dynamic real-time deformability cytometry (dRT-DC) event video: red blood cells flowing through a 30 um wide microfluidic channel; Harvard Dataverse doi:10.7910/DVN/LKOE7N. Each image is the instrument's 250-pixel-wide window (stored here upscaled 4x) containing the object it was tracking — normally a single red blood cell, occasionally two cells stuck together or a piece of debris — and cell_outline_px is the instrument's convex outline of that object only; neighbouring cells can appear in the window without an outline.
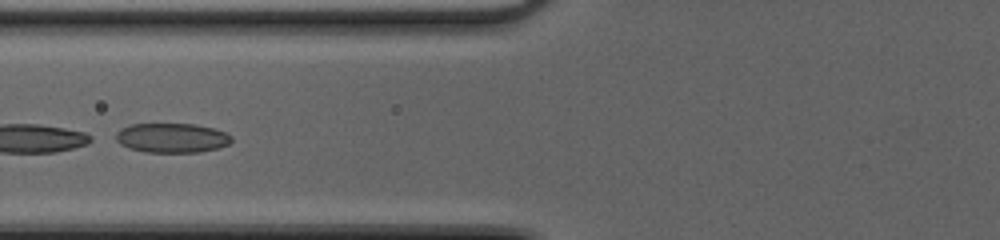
{"species": "common noctule bat (a hibernating species)", "species_latin": "Nyctalus noctula", "temperature_condition": "cold", "stored_images_in_passage": 50, "camera_frame_rate_fps": 3000, "um_per_image_px": 0.085, "animal": {"sex": "female", "body_mass_g": 20.0, "forearm_length_mm": 54.0}, "frame": {"image": 1, "passage_image": 22, "time_ms": 7.0, "image_size_px": [1000, 240], "cell_outline_px": [[232, 140], [228, 144], [216, 148], [200, 152], [144, 152], [128, 148], [120, 144], [116, 140], [116, 132], [120, 128], [132, 124], [196, 124], [212, 128], [224, 132], [232, 136]], "centroid_in_image_um": [14.57, 11.72], "position_along_channel_um": 111.2, "area_um2": 19.88}}